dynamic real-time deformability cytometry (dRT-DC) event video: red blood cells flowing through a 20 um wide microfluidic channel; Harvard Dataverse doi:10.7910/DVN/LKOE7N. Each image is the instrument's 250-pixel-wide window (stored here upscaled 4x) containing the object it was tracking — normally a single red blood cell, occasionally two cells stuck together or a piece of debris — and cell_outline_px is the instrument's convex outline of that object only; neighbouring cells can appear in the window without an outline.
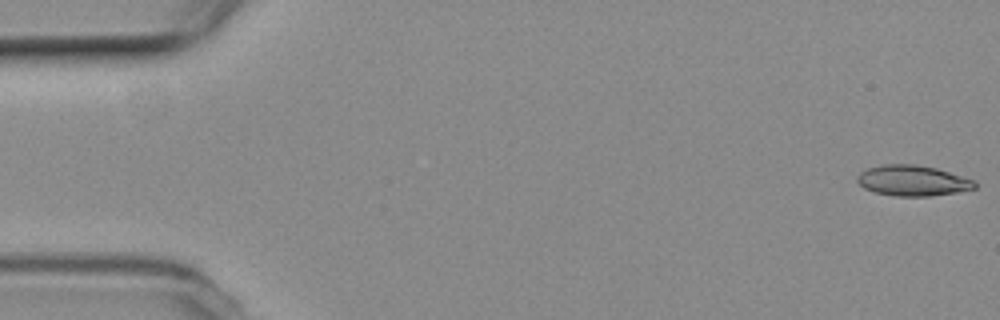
{"species": "common noctule bat (a hibernating species)", "species_latin": "Nyctalus noctula", "temperature_condition": "room temperature", "stored_images_in_passage": 54, "camera_frame_rate_fps": 3000, "um_per_image_px": 0.085, "animal": {"sex": "female", "body_mass_g": 19.3, "forearm_length_mm": 54.1}, "frame": {"image": 1, "passage_image": 1, "time_ms": 0.0, "image_size_px": [1000, 320], "cell_outline_px": [[976, 188], [956, 192], [928, 196], [896, 196], [876, 192], [864, 188], [856, 180], [856, 176], [860, 172], [868, 168], [884, 164], [916, 164], [936, 168], [976, 180]], "centroid_in_image_um": [77.58, 15.34], "position_along_channel_um": 7.4, "area_um2": 20.92}}
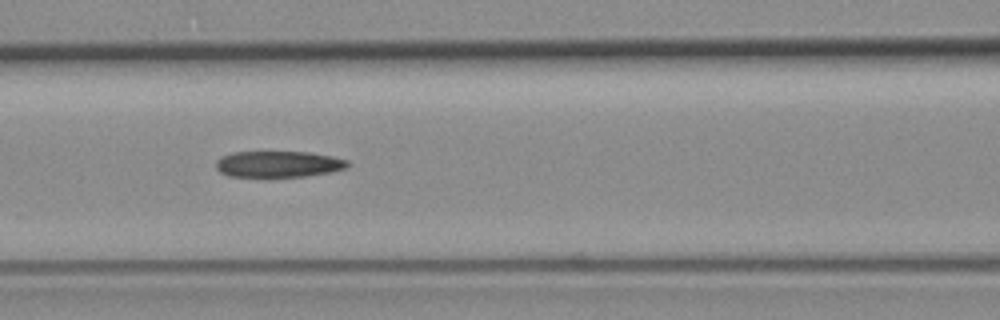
{"frame": {"image": 2, "passage_image": 23, "time_ms": 7.333, "image_size_px": [1000, 320], "cell_outline_px": [[348, 168], [332, 172], [308, 176], [272, 180], [264, 180], [228, 176], [220, 172], [216, 168], [216, 160], [220, 156], [232, 152], [308, 152], [332, 156], [348, 160]], "centroid_in_image_um": [23.62, 14.01], "position_along_channel_um": 143.0, "area_um2": 21.44}}
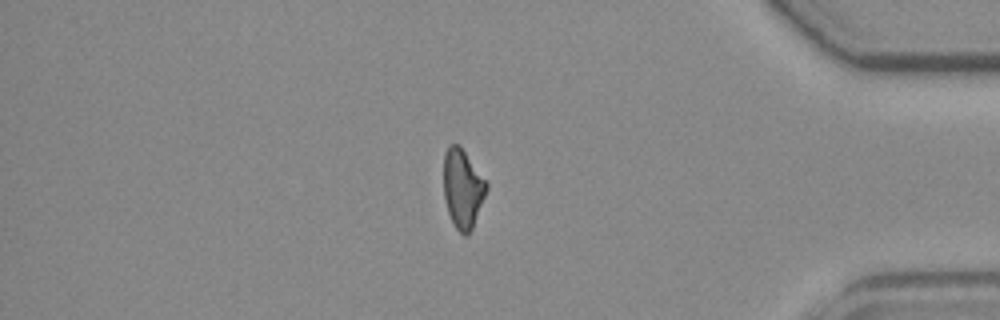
{"frame": {"image": 3, "passage_image": 46, "time_ms": 15.0, "image_size_px": [1000, 320], "cell_outline_px": [[488, 188], [472, 228], [468, 236], [464, 236], [456, 228], [448, 212], [444, 200], [444, 152], [448, 144], [460, 144], [488, 184]], "centroid_in_image_um": [39.32, 16.0], "position_along_channel_um": 395.9, "area_um2": 19.71}}